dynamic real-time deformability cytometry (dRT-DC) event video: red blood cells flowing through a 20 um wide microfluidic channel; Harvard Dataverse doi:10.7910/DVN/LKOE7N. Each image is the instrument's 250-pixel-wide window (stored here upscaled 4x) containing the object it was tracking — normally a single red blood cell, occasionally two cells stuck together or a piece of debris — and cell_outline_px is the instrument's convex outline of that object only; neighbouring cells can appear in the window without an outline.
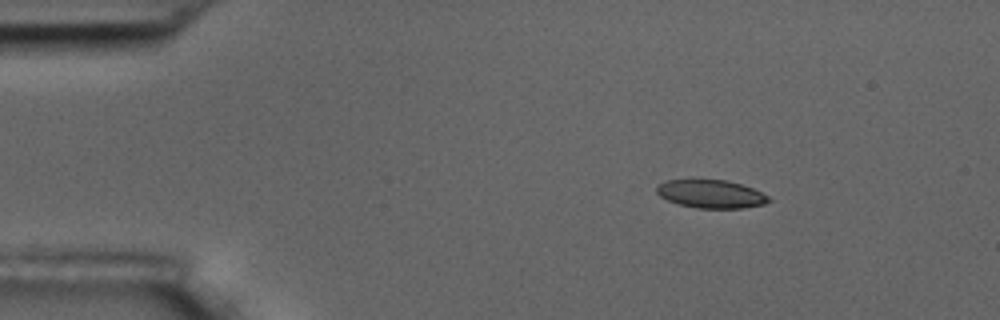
{"species": "common noctule bat (a hibernating species)", "species_latin": "Nyctalus noctula", "temperature_condition": "room temperature", "stored_images_in_passage": 7, "camera_frame_rate_fps": 3000, "um_per_image_px": 0.085, "animal": {"sex": "male", "body_mass_g": 17.5, "forearm_length_mm": 52.3}, "frame": {"image": 1, "passage_image": 2, "time_ms": 1.333, "image_size_px": [1000, 320], "cell_outline_px": [[772, 200], [764, 204], [740, 208], [696, 208], [680, 204], [668, 200], [660, 196], [656, 192], [656, 188], [664, 180], [728, 180], [752, 188], [768, 196]], "centroid_in_image_um": [60.43, 16.49], "position_along_channel_um": 24.6, "area_um2": 18.21}}
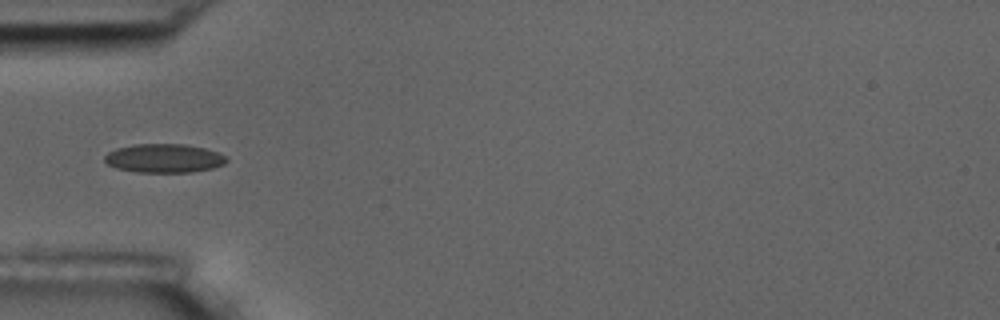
{"frame": {"image": 2, "passage_image": 5, "time_ms": 4.667, "image_size_px": [1000, 320], "cell_outline_px": [[228, 160], [224, 164], [212, 168], [192, 172], [136, 172], [116, 168], [108, 164], [104, 160], [104, 156], [108, 152], [116, 148], [136, 144], [184, 144], [204, 148], [216, 152], [224, 156]], "centroid_in_image_um": [13.92, 13.45], "position_along_channel_um": 71.1, "area_um2": 20.35}}